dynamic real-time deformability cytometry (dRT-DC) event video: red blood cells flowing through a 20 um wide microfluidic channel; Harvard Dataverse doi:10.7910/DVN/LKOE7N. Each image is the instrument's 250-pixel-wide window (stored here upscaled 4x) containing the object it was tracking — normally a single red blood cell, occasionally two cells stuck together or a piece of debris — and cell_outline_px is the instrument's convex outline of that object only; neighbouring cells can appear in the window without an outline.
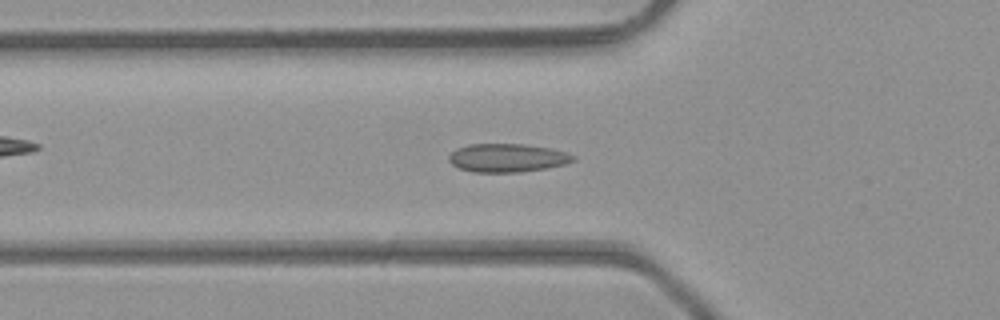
{"species": "common noctule bat (a hibernating species)", "species_latin": "Nyctalus noctula", "temperature_condition": "room temperature", "stored_images_in_passage": 43, "camera_frame_rate_fps": 3000, "um_per_image_px": 0.085, "animal": {"sex": "male", "body_mass_g": 23.1, "forearm_length_mm": 52.7}, "frame": {"image": 1, "passage_image": 16, "time_ms": 5.0, "image_size_px": [1000, 320], "cell_outline_px": [[576, 160], [564, 164], [548, 168], [520, 172], [472, 172], [460, 168], [452, 164], [448, 160], [448, 156], [456, 148], [468, 144], [524, 144], [552, 148], [576, 156]], "centroid_in_image_um": [43.12, 13.41], "position_along_channel_um": 82.7, "area_um2": 20.69}}
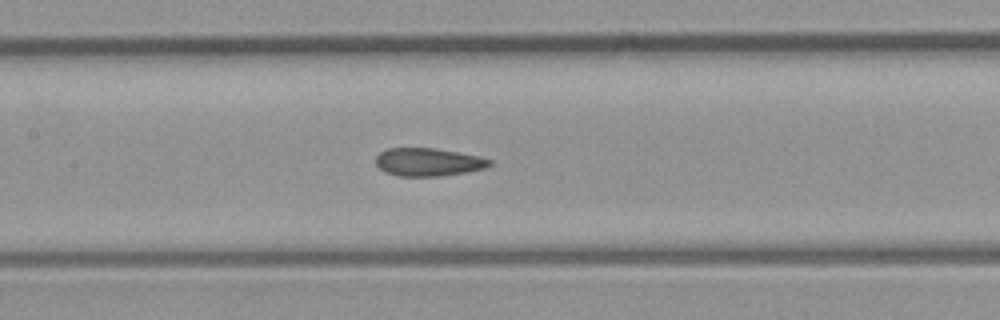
{"frame": {"image": 2, "passage_image": 22, "time_ms": 7.0, "image_size_px": [1000, 320], "cell_outline_px": [[492, 164], [484, 168], [468, 172], [440, 176], [396, 176], [384, 172], [376, 164], [376, 156], [380, 152], [388, 148], [436, 148], [480, 156], [492, 160]], "centroid_in_image_um": [36.4, 13.77], "position_along_channel_um": 171.0, "area_um2": 18.73}}
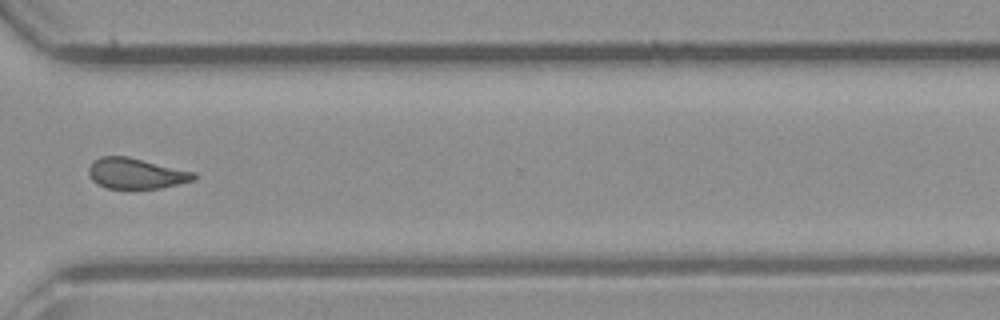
{"frame": {"image": 3, "passage_image": 35, "time_ms": 11.333, "image_size_px": [1000, 320], "cell_outline_px": [[196, 180], [160, 188], [108, 188], [92, 180], [88, 172], [88, 168], [92, 160], [100, 156], [128, 156], [196, 172]], "centroid_in_image_um": [11.57, 14.72], "position_along_channel_um": 359.0, "area_um2": 18.84}, "authors_computed_cell_mechanics": {"area_um2": 19.4786, "velocity_mm_per_s": 4.3536, "shape_relaxation_time_tau1_ms": null, "shape_relaxation_time_tau2_ms": 1.9962, "deformation_change_tau1": null, "deformation_change_tau2": 0.0583}}